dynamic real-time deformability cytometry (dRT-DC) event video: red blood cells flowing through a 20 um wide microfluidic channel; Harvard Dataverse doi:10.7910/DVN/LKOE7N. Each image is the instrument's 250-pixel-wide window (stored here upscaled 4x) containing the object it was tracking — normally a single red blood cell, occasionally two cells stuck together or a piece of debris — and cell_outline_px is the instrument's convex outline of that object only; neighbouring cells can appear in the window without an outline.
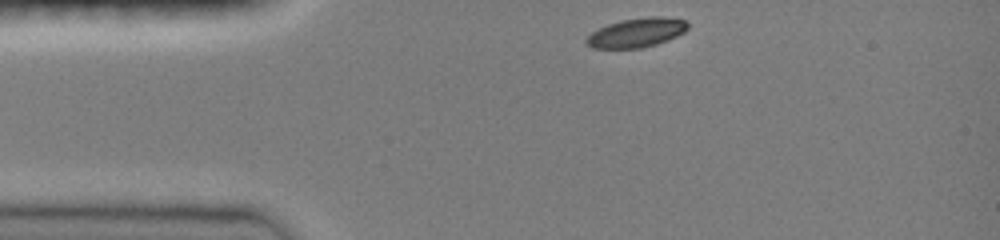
{"species": "common noctule bat (a hibernating species)", "species_latin": "Nyctalus noctula", "temperature_condition": "room temperature", "stored_images_in_passage": 27, "camera_frame_rate_fps": 3000, "um_per_image_px": 0.085, "animal": {"sex": "female", "body_mass_g": 19.0, "forearm_length_mm": 51.5}, "frame": {"image": 1, "passage_image": 1, "time_ms": 0.0, "image_size_px": [1000, 240], "cell_outline_px": [[688, 28], [684, 32], [668, 40], [656, 44], [640, 48], [592, 48], [584, 40], [592, 32], [608, 24], [620, 20], [648, 16], [660, 16], [684, 20], [688, 24]], "centroid_in_image_um": [54.11, 2.77], "position_along_channel_um": 30.9, "area_um2": 17.17}}
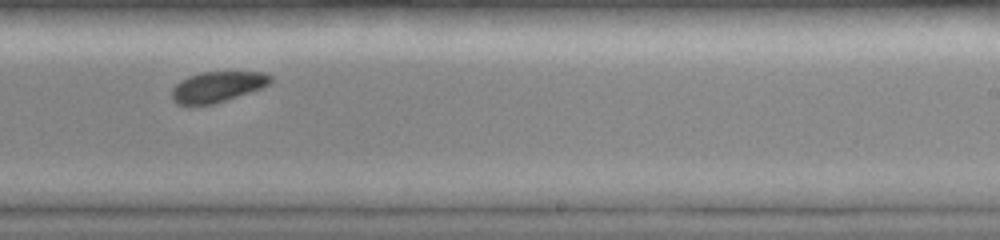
{"frame": {"image": 2, "passage_image": 17, "time_ms": 7.0, "image_size_px": [1000, 240], "cell_outline_px": [[272, 80], [264, 88], [212, 104], [176, 104], [172, 100], [172, 88], [180, 80], [188, 76], [204, 72], [264, 72], [272, 76]], "centroid_in_image_um": [18.49, 7.37], "position_along_channel_um": 270.5, "area_um2": 17.51}}
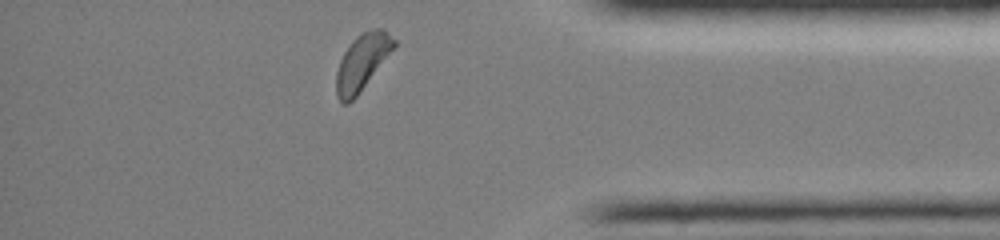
{"frame": {"image": 3, "passage_image": 26, "time_ms": 10.667, "image_size_px": [1000, 240], "cell_outline_px": [[396, 48], [356, 96], [348, 104], [344, 104], [336, 96], [336, 72], [340, 60], [344, 52], [352, 40], [356, 36], [364, 32], [376, 28], [384, 28], [396, 40]], "centroid_in_image_um": [30.8, 5.27], "position_along_channel_um": 404.4, "area_um2": 18.96}, "authors_computed_cell_mechanics": {"area_um2": 18.2648, "velocity_mm_per_s": 3.9699, "shape_relaxation_time_tau1_ms": 1.4039, "shape_relaxation_time_tau2_ms": null, "deformation_change_tau1": 0.0579, "deformation_change_tau2": null}}